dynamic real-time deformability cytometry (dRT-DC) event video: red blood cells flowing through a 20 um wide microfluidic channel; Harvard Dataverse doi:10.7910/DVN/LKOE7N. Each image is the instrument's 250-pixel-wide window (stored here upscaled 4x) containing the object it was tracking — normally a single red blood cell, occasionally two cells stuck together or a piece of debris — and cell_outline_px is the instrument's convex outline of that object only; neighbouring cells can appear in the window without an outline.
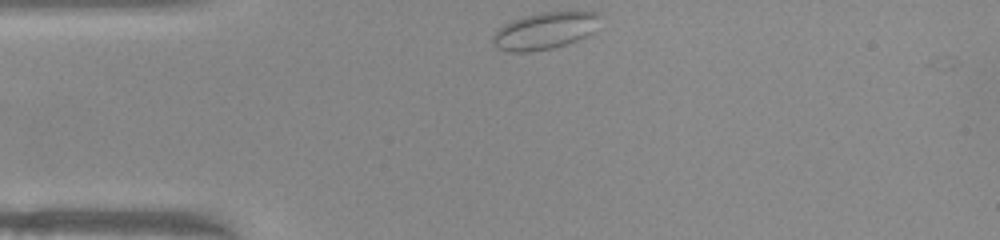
{"species": "common noctule bat (a hibernating species)", "species_latin": "Nyctalus noctula", "temperature_condition": "warm", "stored_images_in_passage": 4, "camera_frame_rate_fps": 3000, "um_per_image_px": 0.085, "animal": {"sex": "female", "body_mass_g": 22.0, "forearm_length_mm": 56.7}, "frame": {"image": 1, "passage_image": 1, "time_ms": 0.0, "image_size_px": [1000, 240], "cell_outline_px": [[600, 16], [592, 32], [588, 36], [552, 48], [532, 52], [512, 52], [496, 48], [492, 44], [492, 36], [504, 24], [512, 20], [524, 16], [540, 12], [596, 12]], "centroid_in_image_um": [46.25, 2.63], "position_along_channel_um": 38.7, "area_um2": 22.83}}